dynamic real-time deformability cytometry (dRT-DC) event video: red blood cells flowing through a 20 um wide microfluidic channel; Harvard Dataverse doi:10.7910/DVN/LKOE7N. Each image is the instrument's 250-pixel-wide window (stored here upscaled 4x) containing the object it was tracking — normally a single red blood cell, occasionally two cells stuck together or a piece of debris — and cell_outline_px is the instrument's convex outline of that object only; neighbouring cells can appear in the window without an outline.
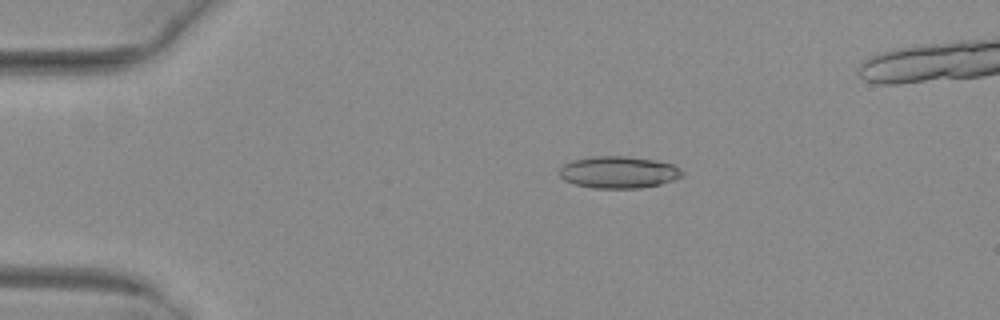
{"species": "common noctule bat (a hibernating species)", "species_latin": "Nyctalus noctula", "temperature_condition": "warm", "stored_images_in_passage": 51, "camera_frame_rate_fps": 3000, "um_per_image_px": 0.085, "animal": {"sex": "female", "body_mass_g": 29.2, "forearm_length_mm": 56.3}, "frame": {"image": 1, "passage_image": 11, "time_ms": 3.333, "image_size_px": [1000, 320], "cell_outline_px": [[684, 176], [660, 184], [640, 188], [592, 188], [576, 184], [564, 180], [560, 176], [560, 168], [564, 164], [572, 160], [592, 156], [628, 156], [656, 160], [672, 164], [680, 168], [684, 172]], "centroid_in_image_um": [52.6, 14.63], "position_along_channel_um": 32.4, "area_um2": 22.95}}
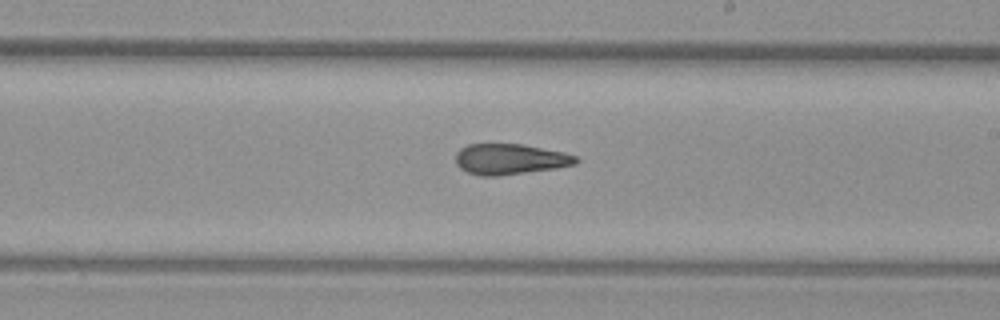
{"frame": {"image": 2, "passage_image": 31, "time_ms": 10.0, "image_size_px": [1000, 320], "cell_outline_px": [[580, 160], [576, 164], [556, 168], [500, 176], [480, 176], [468, 172], [460, 168], [456, 164], [456, 152], [460, 148], [468, 144], [520, 144], [564, 152], [576, 156]], "centroid_in_image_um": [43.34, 13.53], "position_along_channel_um": 245.7, "area_um2": 21.56}}
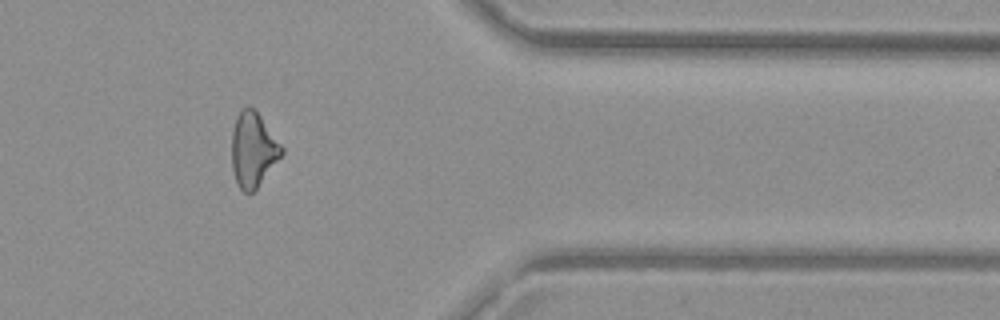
{"frame": {"image": 3, "passage_image": 43, "time_ms": 14.0, "image_size_px": [1000, 320], "cell_outline_px": [[284, 152], [256, 188], [252, 192], [244, 192], [236, 184], [232, 168], [232, 132], [236, 116], [240, 108], [248, 104], [260, 116], [284, 148]], "centroid_in_image_um": [21.49, 12.69], "position_along_channel_um": 389.9, "area_um2": 21.56}, "authors_computed_cell_mechanics": {"area_um2": 22.3686, "velocity_mm_per_s": 4.0498, "shape_relaxation_time_tau1_ms": null, "shape_relaxation_time_tau2_ms": 3.3914, "deformation_change_tau1": null, "deformation_change_tau2": 0.1325}}